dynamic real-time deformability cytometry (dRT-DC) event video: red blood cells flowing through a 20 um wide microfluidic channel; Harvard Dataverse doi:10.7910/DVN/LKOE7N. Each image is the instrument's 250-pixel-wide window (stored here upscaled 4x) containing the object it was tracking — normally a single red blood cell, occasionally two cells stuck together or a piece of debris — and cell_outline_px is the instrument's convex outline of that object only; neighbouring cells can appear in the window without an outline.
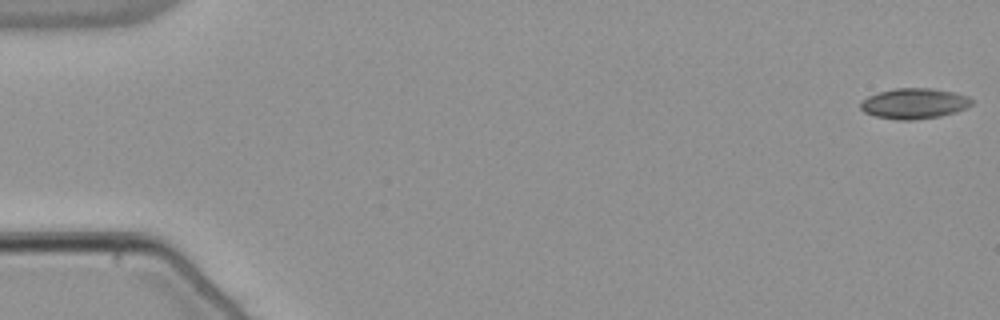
{"species": "common noctule bat (a hibernating species)", "species_latin": "Nyctalus noctula", "temperature_condition": "warm", "stored_images_in_passage": 54, "camera_frame_rate_fps": 3000, "um_per_image_px": 0.085, "animal": {"sex": "male", "body_mass_g": 21.5, "forearm_length_mm": 52.0}, "frame": {"image": 1, "passage_image": 1, "time_ms": 0.0, "image_size_px": [1000, 320], "cell_outline_px": [[972, 104], [956, 112], [940, 116], [912, 120], [896, 120], [876, 116], [864, 112], [860, 108], [860, 100], [868, 96], [880, 92], [896, 88], [932, 88], [952, 92], [968, 96], [972, 100]], "centroid_in_image_um": [77.68, 8.8], "position_along_channel_um": 7.3, "area_um2": 19.71}}
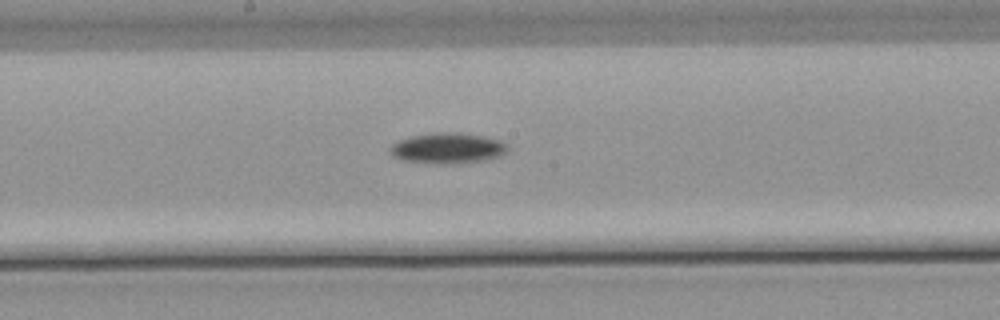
{"frame": {"image": 2, "passage_image": 29, "time_ms": 9.333, "image_size_px": [1000, 320], "cell_outline_px": [[508, 148], [500, 156], [484, 160], [448, 164], [436, 164], [404, 160], [392, 156], [392, 144], [400, 140], [412, 136], [432, 132], [460, 132], [484, 136], [500, 140], [508, 144]], "centroid_in_image_um": [38.08, 12.58], "position_along_channel_um": 210.1, "area_um2": 20.92}}
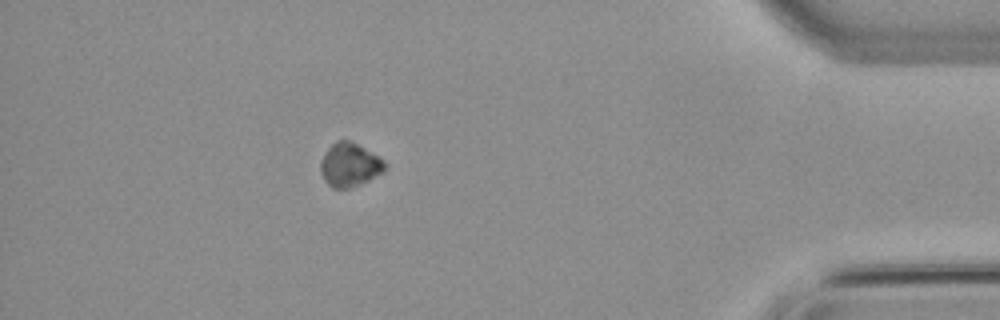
{"frame": {"image": 3, "passage_image": 48, "time_ms": 15.667, "image_size_px": [1000, 320], "cell_outline_px": [[388, 164], [384, 172], [360, 184], [348, 188], [332, 188], [324, 180], [320, 172], [320, 160], [328, 148], [336, 140], [348, 140], [364, 148], [384, 160]], "centroid_in_image_um": [29.71, 14.02], "position_along_channel_um": 405.5, "area_um2": 16.36}, "authors_computed_cell_mechanics": {"area_um2": 18.8428, "velocity_mm_per_s": 3.8189, "shape_relaxation_time_tau1_ms": 2.3798, "shape_relaxation_time_tau2_ms": null, "deformation_change_tau1": 0.0683, "deformation_change_tau2": null}}